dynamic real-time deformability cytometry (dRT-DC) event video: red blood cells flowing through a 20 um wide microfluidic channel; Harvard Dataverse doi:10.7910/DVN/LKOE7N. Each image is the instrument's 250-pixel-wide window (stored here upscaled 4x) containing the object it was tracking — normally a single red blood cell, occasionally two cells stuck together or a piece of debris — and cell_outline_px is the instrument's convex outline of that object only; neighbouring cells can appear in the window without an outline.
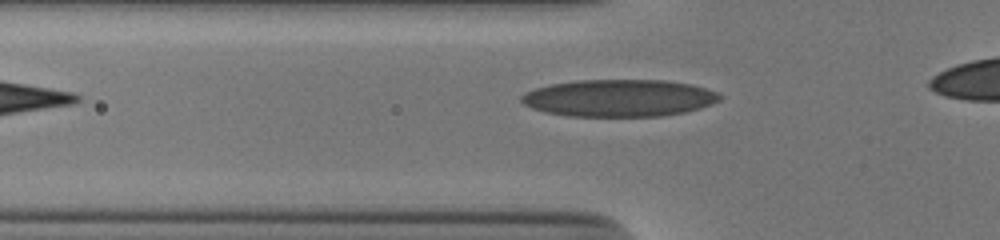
{"species": "human", "species_latin": "Homo sapiens", "temperature_condition": "cold", "stored_images_in_passage": 31, "camera_frame_rate_fps": 3000, "um_per_image_px": 0.085, "donor": {"sex": "male"}, "frame": {"image": 1, "passage_image": 3, "time_ms": 0.667, "image_size_px": [1000, 240], "cell_outline_px": [[720, 100], [712, 104], [700, 108], [684, 112], [660, 116], [568, 116], [544, 112], [532, 108], [524, 104], [520, 100], [520, 96], [524, 92], [536, 88], [552, 84], [576, 80], [664, 80], [692, 84], [720, 92]], "centroid_in_image_um": [52.62, 8.33], "position_along_channel_um": 73.2, "area_um2": 43.12}}
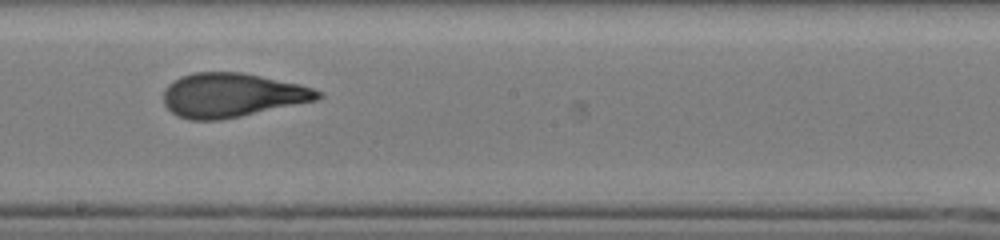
{"frame": {"image": 2, "passage_image": 15, "time_ms": 4.667, "image_size_px": [1000, 240], "cell_outline_px": [[324, 96], [316, 100], [240, 116], [220, 120], [188, 120], [176, 116], [164, 104], [164, 88], [172, 80], [180, 76], [192, 72], [244, 72], [300, 84], [312, 88], [320, 92]], "centroid_in_image_um": [19.67, 8.08], "position_along_channel_um": 228.5, "area_um2": 39.77}}
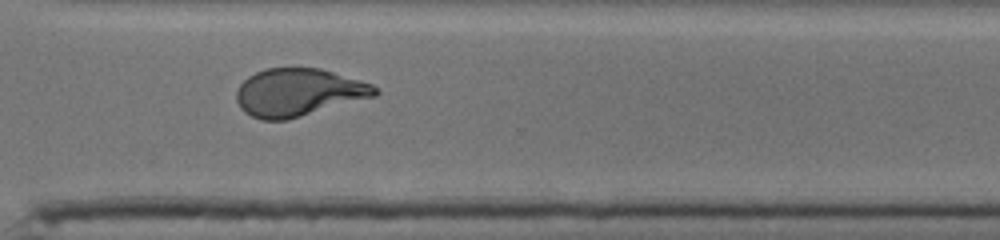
{"frame": {"image": 3, "passage_image": 24, "time_ms": 7.667, "image_size_px": [1000, 240], "cell_outline_px": [[380, 92], [376, 96], [288, 120], [264, 120], [252, 116], [244, 112], [240, 108], [236, 100], [236, 92], [240, 84], [248, 76], [256, 72], [268, 68], [320, 68], [372, 84]], "centroid_in_image_um": [25.36, 7.86], "position_along_channel_um": 345.2, "area_um2": 38.49}}